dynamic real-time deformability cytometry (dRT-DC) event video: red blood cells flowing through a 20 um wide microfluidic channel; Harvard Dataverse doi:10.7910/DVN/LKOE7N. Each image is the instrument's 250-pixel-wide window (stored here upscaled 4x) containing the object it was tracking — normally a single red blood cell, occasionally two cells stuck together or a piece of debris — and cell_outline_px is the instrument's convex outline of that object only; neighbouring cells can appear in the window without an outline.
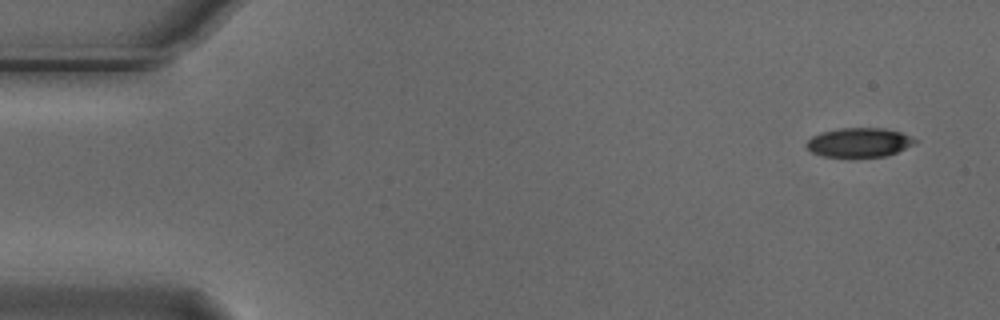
{"species": "Egyptian fruit bat (a non-hibernating species)", "species_latin": "Rousettus aegyptiacus", "temperature_condition": "cold", "stored_images_in_passage": 6, "camera_frame_rate_fps": 3000, "um_per_image_px": 0.085, "animal": {"sex": "male"}, "frame": {"image": 1, "passage_image": 1, "time_ms": 0.0, "image_size_px": [1000, 320], "cell_outline_px": [[916, 140], [912, 144], [896, 152], [884, 156], [852, 160], [820, 156], [812, 152], [804, 144], [812, 136], [820, 132], [840, 128], [884, 128], [900, 132]], "centroid_in_image_um": [72.92, 12.15], "position_along_channel_um": 12.1, "area_um2": 19.02}}
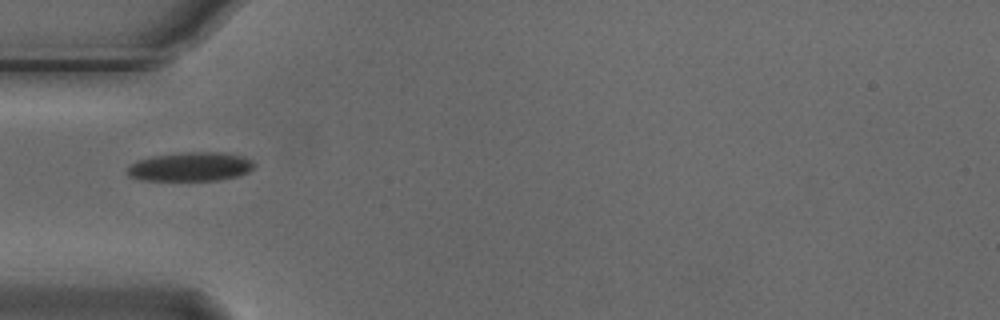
{"frame": {"image": 2, "passage_image": 5, "time_ms": 1.333, "image_size_px": [1000, 320], "cell_outline_px": [[256, 164], [248, 172], [240, 176], [220, 180], [140, 180], [128, 176], [128, 168], [136, 160], [152, 156], [184, 152], [224, 152], [244, 156], [252, 160]], "centroid_in_image_um": [16.23, 14.16], "position_along_channel_um": 68.8, "area_um2": 21.62}}
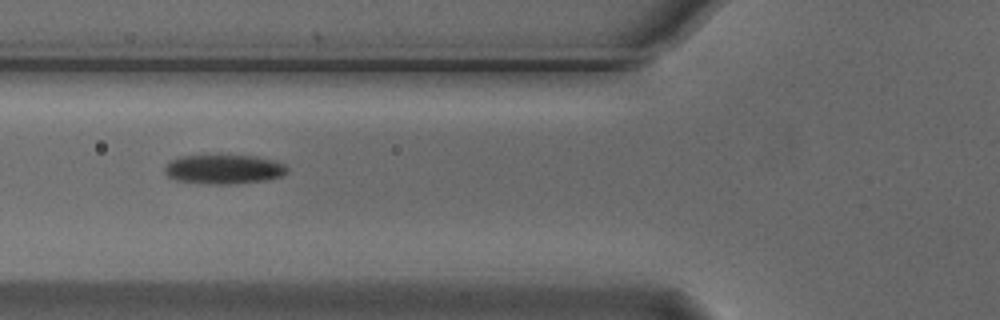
{"frame": {"image": 3, "passage_image": 6, "time_ms": 1.667, "image_size_px": [1000, 320], "cell_outline_px": [[288, 172], [280, 176], [268, 180], [236, 184], [204, 184], [176, 180], [168, 176], [164, 172], [164, 168], [168, 160], [176, 156], [256, 156], [272, 160], [284, 164], [288, 168]], "centroid_in_image_um": [18.99, 14.4], "position_along_channel_um": 106.8, "area_um2": 21.1}}